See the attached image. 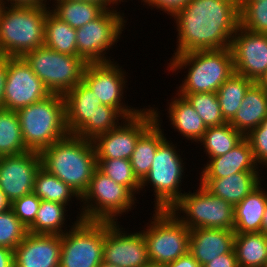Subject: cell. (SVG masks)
<instances>
[{"label":"cell","instance_id":"cell-1","mask_svg":"<svg viewBox=\"0 0 267 267\" xmlns=\"http://www.w3.org/2000/svg\"><path fill=\"white\" fill-rule=\"evenodd\" d=\"M172 18L178 33L175 55L229 48L240 26L237 0H190Z\"/></svg>","mask_w":267,"mask_h":267},{"label":"cell","instance_id":"cell-12","mask_svg":"<svg viewBox=\"0 0 267 267\" xmlns=\"http://www.w3.org/2000/svg\"><path fill=\"white\" fill-rule=\"evenodd\" d=\"M117 11L118 9L105 10L95 20L76 29L77 56L86 63L114 61L105 54L118 43L127 22L125 13Z\"/></svg>","mask_w":267,"mask_h":267},{"label":"cell","instance_id":"cell-16","mask_svg":"<svg viewBox=\"0 0 267 267\" xmlns=\"http://www.w3.org/2000/svg\"><path fill=\"white\" fill-rule=\"evenodd\" d=\"M103 261L118 267H147L150 262L143 232L127 233L118 222L105 221Z\"/></svg>","mask_w":267,"mask_h":267},{"label":"cell","instance_id":"cell-13","mask_svg":"<svg viewBox=\"0 0 267 267\" xmlns=\"http://www.w3.org/2000/svg\"><path fill=\"white\" fill-rule=\"evenodd\" d=\"M125 73L122 66L115 61L87 63L82 80L94 93L96 99L101 101V104L115 108L124 119L136 116L143 110L130 107L128 103L123 102L127 85L126 76H128Z\"/></svg>","mask_w":267,"mask_h":267},{"label":"cell","instance_id":"cell-44","mask_svg":"<svg viewBox=\"0 0 267 267\" xmlns=\"http://www.w3.org/2000/svg\"><path fill=\"white\" fill-rule=\"evenodd\" d=\"M202 267H238L235 250L217 256Z\"/></svg>","mask_w":267,"mask_h":267},{"label":"cell","instance_id":"cell-34","mask_svg":"<svg viewBox=\"0 0 267 267\" xmlns=\"http://www.w3.org/2000/svg\"><path fill=\"white\" fill-rule=\"evenodd\" d=\"M243 138L239 131L226 122L219 126L208 127L197 143H202L206 156L211 159L226 154Z\"/></svg>","mask_w":267,"mask_h":267},{"label":"cell","instance_id":"cell-14","mask_svg":"<svg viewBox=\"0 0 267 267\" xmlns=\"http://www.w3.org/2000/svg\"><path fill=\"white\" fill-rule=\"evenodd\" d=\"M156 121L151 107L126 118L114 129L92 140L96 159L130 160L139 137Z\"/></svg>","mask_w":267,"mask_h":267},{"label":"cell","instance_id":"cell-45","mask_svg":"<svg viewBox=\"0 0 267 267\" xmlns=\"http://www.w3.org/2000/svg\"><path fill=\"white\" fill-rule=\"evenodd\" d=\"M7 1V2H6ZM52 0H50L51 2ZM3 5L8 6H21V7H48L47 0H1ZM10 3V5H9ZM47 3V4H46Z\"/></svg>","mask_w":267,"mask_h":267},{"label":"cell","instance_id":"cell-37","mask_svg":"<svg viewBox=\"0 0 267 267\" xmlns=\"http://www.w3.org/2000/svg\"><path fill=\"white\" fill-rule=\"evenodd\" d=\"M185 98L202 118L207 128L226 123L216 93H192L187 94Z\"/></svg>","mask_w":267,"mask_h":267},{"label":"cell","instance_id":"cell-20","mask_svg":"<svg viewBox=\"0 0 267 267\" xmlns=\"http://www.w3.org/2000/svg\"><path fill=\"white\" fill-rule=\"evenodd\" d=\"M61 235L27 233L14 249V267H59Z\"/></svg>","mask_w":267,"mask_h":267},{"label":"cell","instance_id":"cell-23","mask_svg":"<svg viewBox=\"0 0 267 267\" xmlns=\"http://www.w3.org/2000/svg\"><path fill=\"white\" fill-rule=\"evenodd\" d=\"M260 172L243 171L224 178H200L199 184L214 196L235 206L261 184L263 176Z\"/></svg>","mask_w":267,"mask_h":267},{"label":"cell","instance_id":"cell-6","mask_svg":"<svg viewBox=\"0 0 267 267\" xmlns=\"http://www.w3.org/2000/svg\"><path fill=\"white\" fill-rule=\"evenodd\" d=\"M176 145L167 138L158 145L150 171L140 182V192L145 186L152 185L155 210H170L184 194L180 187L186 162L183 163L184 158Z\"/></svg>","mask_w":267,"mask_h":267},{"label":"cell","instance_id":"cell-17","mask_svg":"<svg viewBox=\"0 0 267 267\" xmlns=\"http://www.w3.org/2000/svg\"><path fill=\"white\" fill-rule=\"evenodd\" d=\"M40 167L39 152L0 157V190L10 203L33 193L35 175Z\"/></svg>","mask_w":267,"mask_h":267},{"label":"cell","instance_id":"cell-39","mask_svg":"<svg viewBox=\"0 0 267 267\" xmlns=\"http://www.w3.org/2000/svg\"><path fill=\"white\" fill-rule=\"evenodd\" d=\"M27 227L9 208L0 213V247L14 250L25 238Z\"/></svg>","mask_w":267,"mask_h":267},{"label":"cell","instance_id":"cell-56","mask_svg":"<svg viewBox=\"0 0 267 267\" xmlns=\"http://www.w3.org/2000/svg\"><path fill=\"white\" fill-rule=\"evenodd\" d=\"M262 0H237V2H259Z\"/></svg>","mask_w":267,"mask_h":267},{"label":"cell","instance_id":"cell-15","mask_svg":"<svg viewBox=\"0 0 267 267\" xmlns=\"http://www.w3.org/2000/svg\"><path fill=\"white\" fill-rule=\"evenodd\" d=\"M49 95L50 91L23 57H6L3 109L17 111Z\"/></svg>","mask_w":267,"mask_h":267},{"label":"cell","instance_id":"cell-51","mask_svg":"<svg viewBox=\"0 0 267 267\" xmlns=\"http://www.w3.org/2000/svg\"><path fill=\"white\" fill-rule=\"evenodd\" d=\"M261 232L267 234V205L262 218Z\"/></svg>","mask_w":267,"mask_h":267},{"label":"cell","instance_id":"cell-30","mask_svg":"<svg viewBox=\"0 0 267 267\" xmlns=\"http://www.w3.org/2000/svg\"><path fill=\"white\" fill-rule=\"evenodd\" d=\"M67 205L41 200L34 222L27 228L29 233L63 235L68 231L65 227L67 222ZM66 221V222H65ZM65 229L63 230V228Z\"/></svg>","mask_w":267,"mask_h":267},{"label":"cell","instance_id":"cell-4","mask_svg":"<svg viewBox=\"0 0 267 267\" xmlns=\"http://www.w3.org/2000/svg\"><path fill=\"white\" fill-rule=\"evenodd\" d=\"M16 112L28 151L40 153L69 135L62 94H51L46 99L20 108Z\"/></svg>","mask_w":267,"mask_h":267},{"label":"cell","instance_id":"cell-47","mask_svg":"<svg viewBox=\"0 0 267 267\" xmlns=\"http://www.w3.org/2000/svg\"><path fill=\"white\" fill-rule=\"evenodd\" d=\"M0 267H14V250L0 247Z\"/></svg>","mask_w":267,"mask_h":267},{"label":"cell","instance_id":"cell-10","mask_svg":"<svg viewBox=\"0 0 267 267\" xmlns=\"http://www.w3.org/2000/svg\"><path fill=\"white\" fill-rule=\"evenodd\" d=\"M194 191L193 193L184 191L181 199L170 210L190 230L196 228L233 230L234 206L214 196L201 184Z\"/></svg>","mask_w":267,"mask_h":267},{"label":"cell","instance_id":"cell-2","mask_svg":"<svg viewBox=\"0 0 267 267\" xmlns=\"http://www.w3.org/2000/svg\"><path fill=\"white\" fill-rule=\"evenodd\" d=\"M41 167L55 175L80 198L89 187L97 168L92 140L69 134L40 152Z\"/></svg>","mask_w":267,"mask_h":267},{"label":"cell","instance_id":"cell-52","mask_svg":"<svg viewBox=\"0 0 267 267\" xmlns=\"http://www.w3.org/2000/svg\"><path fill=\"white\" fill-rule=\"evenodd\" d=\"M267 93V72L261 77V79L257 82Z\"/></svg>","mask_w":267,"mask_h":267},{"label":"cell","instance_id":"cell-27","mask_svg":"<svg viewBox=\"0 0 267 267\" xmlns=\"http://www.w3.org/2000/svg\"><path fill=\"white\" fill-rule=\"evenodd\" d=\"M176 96L171 99V102H167L169 105L167 117L170 125L181 136L191 140L192 143H197L203 137L207 127L188 100L179 94Z\"/></svg>","mask_w":267,"mask_h":267},{"label":"cell","instance_id":"cell-33","mask_svg":"<svg viewBox=\"0 0 267 267\" xmlns=\"http://www.w3.org/2000/svg\"><path fill=\"white\" fill-rule=\"evenodd\" d=\"M33 193L41 200L58 202L68 206L74 197L80 201V196L72 188L42 167L35 175Z\"/></svg>","mask_w":267,"mask_h":267},{"label":"cell","instance_id":"cell-42","mask_svg":"<svg viewBox=\"0 0 267 267\" xmlns=\"http://www.w3.org/2000/svg\"><path fill=\"white\" fill-rule=\"evenodd\" d=\"M119 120L125 119L115 108L100 104L95 113V137L116 128Z\"/></svg>","mask_w":267,"mask_h":267},{"label":"cell","instance_id":"cell-55","mask_svg":"<svg viewBox=\"0 0 267 267\" xmlns=\"http://www.w3.org/2000/svg\"><path fill=\"white\" fill-rule=\"evenodd\" d=\"M6 58V56L4 55L3 51L0 48V63Z\"/></svg>","mask_w":267,"mask_h":267},{"label":"cell","instance_id":"cell-46","mask_svg":"<svg viewBox=\"0 0 267 267\" xmlns=\"http://www.w3.org/2000/svg\"><path fill=\"white\" fill-rule=\"evenodd\" d=\"M166 267H202L197 260L188 252L173 262L166 264Z\"/></svg>","mask_w":267,"mask_h":267},{"label":"cell","instance_id":"cell-19","mask_svg":"<svg viewBox=\"0 0 267 267\" xmlns=\"http://www.w3.org/2000/svg\"><path fill=\"white\" fill-rule=\"evenodd\" d=\"M69 134L87 140L95 138V113L101 101L82 81L64 95Z\"/></svg>","mask_w":267,"mask_h":267},{"label":"cell","instance_id":"cell-7","mask_svg":"<svg viewBox=\"0 0 267 267\" xmlns=\"http://www.w3.org/2000/svg\"><path fill=\"white\" fill-rule=\"evenodd\" d=\"M136 196L126 187L116 183L98 168L93 172L86 192L80 198L79 219L118 222V217L133 210Z\"/></svg>","mask_w":267,"mask_h":267},{"label":"cell","instance_id":"cell-18","mask_svg":"<svg viewBox=\"0 0 267 267\" xmlns=\"http://www.w3.org/2000/svg\"><path fill=\"white\" fill-rule=\"evenodd\" d=\"M235 73L258 82L267 72V34L238 27L231 41Z\"/></svg>","mask_w":267,"mask_h":267},{"label":"cell","instance_id":"cell-50","mask_svg":"<svg viewBox=\"0 0 267 267\" xmlns=\"http://www.w3.org/2000/svg\"><path fill=\"white\" fill-rule=\"evenodd\" d=\"M10 202L7 200L5 194L0 190V213L10 208Z\"/></svg>","mask_w":267,"mask_h":267},{"label":"cell","instance_id":"cell-9","mask_svg":"<svg viewBox=\"0 0 267 267\" xmlns=\"http://www.w3.org/2000/svg\"><path fill=\"white\" fill-rule=\"evenodd\" d=\"M23 58L51 94L64 95L81 83L87 65L79 56L59 53L46 46L26 53Z\"/></svg>","mask_w":267,"mask_h":267},{"label":"cell","instance_id":"cell-53","mask_svg":"<svg viewBox=\"0 0 267 267\" xmlns=\"http://www.w3.org/2000/svg\"><path fill=\"white\" fill-rule=\"evenodd\" d=\"M98 267H118V266L103 261Z\"/></svg>","mask_w":267,"mask_h":267},{"label":"cell","instance_id":"cell-25","mask_svg":"<svg viewBox=\"0 0 267 267\" xmlns=\"http://www.w3.org/2000/svg\"><path fill=\"white\" fill-rule=\"evenodd\" d=\"M156 121L139 137L135 149L130 158L134 175L141 182L149 173L153 157L158 145L166 138L161 129L160 113L158 108L151 107ZM156 109V110H155Z\"/></svg>","mask_w":267,"mask_h":267},{"label":"cell","instance_id":"cell-41","mask_svg":"<svg viewBox=\"0 0 267 267\" xmlns=\"http://www.w3.org/2000/svg\"><path fill=\"white\" fill-rule=\"evenodd\" d=\"M246 138L251 144L256 163L260 167H267V118L246 135Z\"/></svg>","mask_w":267,"mask_h":267},{"label":"cell","instance_id":"cell-35","mask_svg":"<svg viewBox=\"0 0 267 267\" xmlns=\"http://www.w3.org/2000/svg\"><path fill=\"white\" fill-rule=\"evenodd\" d=\"M27 150L16 111L0 108V157L18 155Z\"/></svg>","mask_w":267,"mask_h":267},{"label":"cell","instance_id":"cell-28","mask_svg":"<svg viewBox=\"0 0 267 267\" xmlns=\"http://www.w3.org/2000/svg\"><path fill=\"white\" fill-rule=\"evenodd\" d=\"M234 250L238 267H263L267 262V234L235 233Z\"/></svg>","mask_w":267,"mask_h":267},{"label":"cell","instance_id":"cell-54","mask_svg":"<svg viewBox=\"0 0 267 267\" xmlns=\"http://www.w3.org/2000/svg\"><path fill=\"white\" fill-rule=\"evenodd\" d=\"M147 267H166V265L150 263Z\"/></svg>","mask_w":267,"mask_h":267},{"label":"cell","instance_id":"cell-11","mask_svg":"<svg viewBox=\"0 0 267 267\" xmlns=\"http://www.w3.org/2000/svg\"><path fill=\"white\" fill-rule=\"evenodd\" d=\"M61 235L59 267H98L103 262L105 221L77 217Z\"/></svg>","mask_w":267,"mask_h":267},{"label":"cell","instance_id":"cell-38","mask_svg":"<svg viewBox=\"0 0 267 267\" xmlns=\"http://www.w3.org/2000/svg\"><path fill=\"white\" fill-rule=\"evenodd\" d=\"M240 27L254 33L267 34V0L237 2Z\"/></svg>","mask_w":267,"mask_h":267},{"label":"cell","instance_id":"cell-58","mask_svg":"<svg viewBox=\"0 0 267 267\" xmlns=\"http://www.w3.org/2000/svg\"><path fill=\"white\" fill-rule=\"evenodd\" d=\"M2 6H3V4H2V2H1V0H0V10H1Z\"/></svg>","mask_w":267,"mask_h":267},{"label":"cell","instance_id":"cell-22","mask_svg":"<svg viewBox=\"0 0 267 267\" xmlns=\"http://www.w3.org/2000/svg\"><path fill=\"white\" fill-rule=\"evenodd\" d=\"M234 230L196 228L190 230L189 253L203 266L234 250Z\"/></svg>","mask_w":267,"mask_h":267},{"label":"cell","instance_id":"cell-21","mask_svg":"<svg viewBox=\"0 0 267 267\" xmlns=\"http://www.w3.org/2000/svg\"><path fill=\"white\" fill-rule=\"evenodd\" d=\"M201 167L200 178H224L243 171H260L249 140L244 137L226 154L213 157Z\"/></svg>","mask_w":267,"mask_h":267},{"label":"cell","instance_id":"cell-49","mask_svg":"<svg viewBox=\"0 0 267 267\" xmlns=\"http://www.w3.org/2000/svg\"><path fill=\"white\" fill-rule=\"evenodd\" d=\"M62 1H83V2H91L101 6L104 10H115L116 5L119 6L116 0H62ZM112 7V8H111ZM111 8V9H110Z\"/></svg>","mask_w":267,"mask_h":267},{"label":"cell","instance_id":"cell-24","mask_svg":"<svg viewBox=\"0 0 267 267\" xmlns=\"http://www.w3.org/2000/svg\"><path fill=\"white\" fill-rule=\"evenodd\" d=\"M267 118V93L254 83L246 92L242 104L229 122L244 137Z\"/></svg>","mask_w":267,"mask_h":267},{"label":"cell","instance_id":"cell-26","mask_svg":"<svg viewBox=\"0 0 267 267\" xmlns=\"http://www.w3.org/2000/svg\"><path fill=\"white\" fill-rule=\"evenodd\" d=\"M260 184L234 206V232H261L262 218L267 205V190Z\"/></svg>","mask_w":267,"mask_h":267},{"label":"cell","instance_id":"cell-29","mask_svg":"<svg viewBox=\"0 0 267 267\" xmlns=\"http://www.w3.org/2000/svg\"><path fill=\"white\" fill-rule=\"evenodd\" d=\"M44 46L72 56H77L76 29L63 22L50 9L47 11Z\"/></svg>","mask_w":267,"mask_h":267},{"label":"cell","instance_id":"cell-48","mask_svg":"<svg viewBox=\"0 0 267 267\" xmlns=\"http://www.w3.org/2000/svg\"><path fill=\"white\" fill-rule=\"evenodd\" d=\"M5 82H6V58L0 63V108H3Z\"/></svg>","mask_w":267,"mask_h":267},{"label":"cell","instance_id":"cell-31","mask_svg":"<svg viewBox=\"0 0 267 267\" xmlns=\"http://www.w3.org/2000/svg\"><path fill=\"white\" fill-rule=\"evenodd\" d=\"M255 82L247 77L234 73L216 92L222 116L230 122L236 115L248 89Z\"/></svg>","mask_w":267,"mask_h":267},{"label":"cell","instance_id":"cell-57","mask_svg":"<svg viewBox=\"0 0 267 267\" xmlns=\"http://www.w3.org/2000/svg\"><path fill=\"white\" fill-rule=\"evenodd\" d=\"M118 4H121V2H127L126 0H116ZM142 2H145L146 0H141Z\"/></svg>","mask_w":267,"mask_h":267},{"label":"cell","instance_id":"cell-3","mask_svg":"<svg viewBox=\"0 0 267 267\" xmlns=\"http://www.w3.org/2000/svg\"><path fill=\"white\" fill-rule=\"evenodd\" d=\"M172 56L167 66L169 72L176 73L188 67V74L177 87L178 93H175L182 97L192 93H216L220 86L235 73L230 47L198 50Z\"/></svg>","mask_w":267,"mask_h":267},{"label":"cell","instance_id":"cell-40","mask_svg":"<svg viewBox=\"0 0 267 267\" xmlns=\"http://www.w3.org/2000/svg\"><path fill=\"white\" fill-rule=\"evenodd\" d=\"M41 199L34 193L22 196L10 204L11 210L28 228L35 220Z\"/></svg>","mask_w":267,"mask_h":267},{"label":"cell","instance_id":"cell-43","mask_svg":"<svg viewBox=\"0 0 267 267\" xmlns=\"http://www.w3.org/2000/svg\"><path fill=\"white\" fill-rule=\"evenodd\" d=\"M190 0H146L143 4L151 7V9H158L163 11L164 13H167L168 16L171 17L182 8L185 7V5Z\"/></svg>","mask_w":267,"mask_h":267},{"label":"cell","instance_id":"cell-32","mask_svg":"<svg viewBox=\"0 0 267 267\" xmlns=\"http://www.w3.org/2000/svg\"><path fill=\"white\" fill-rule=\"evenodd\" d=\"M51 11L72 28L78 29L95 20L105 10L91 2L53 0ZM53 8V9H52Z\"/></svg>","mask_w":267,"mask_h":267},{"label":"cell","instance_id":"cell-8","mask_svg":"<svg viewBox=\"0 0 267 267\" xmlns=\"http://www.w3.org/2000/svg\"><path fill=\"white\" fill-rule=\"evenodd\" d=\"M154 212L141 231L146 239L149 262L166 265L189 252L190 229L171 210Z\"/></svg>","mask_w":267,"mask_h":267},{"label":"cell","instance_id":"cell-36","mask_svg":"<svg viewBox=\"0 0 267 267\" xmlns=\"http://www.w3.org/2000/svg\"><path fill=\"white\" fill-rule=\"evenodd\" d=\"M97 168L116 183L126 186L135 196L140 193V181L134 175L128 159H96ZM138 191V192H137Z\"/></svg>","mask_w":267,"mask_h":267},{"label":"cell","instance_id":"cell-5","mask_svg":"<svg viewBox=\"0 0 267 267\" xmlns=\"http://www.w3.org/2000/svg\"><path fill=\"white\" fill-rule=\"evenodd\" d=\"M50 7L3 5L0 10V48L6 57H23L44 46L47 11Z\"/></svg>","mask_w":267,"mask_h":267}]
</instances>
